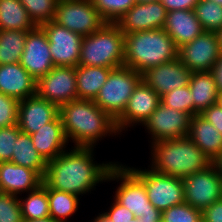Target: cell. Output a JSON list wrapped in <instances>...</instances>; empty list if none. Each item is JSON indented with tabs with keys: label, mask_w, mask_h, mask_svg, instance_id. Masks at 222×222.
<instances>
[{
	"label": "cell",
	"mask_w": 222,
	"mask_h": 222,
	"mask_svg": "<svg viewBox=\"0 0 222 222\" xmlns=\"http://www.w3.org/2000/svg\"><path fill=\"white\" fill-rule=\"evenodd\" d=\"M30 136L33 146L46 162L63 153L69 143L59 115L52 122L45 124L41 129L30 134Z\"/></svg>",
	"instance_id": "7402d4cb"
},
{
	"label": "cell",
	"mask_w": 222,
	"mask_h": 222,
	"mask_svg": "<svg viewBox=\"0 0 222 222\" xmlns=\"http://www.w3.org/2000/svg\"><path fill=\"white\" fill-rule=\"evenodd\" d=\"M19 63L36 81L54 68L49 41L40 26H36L27 33Z\"/></svg>",
	"instance_id": "2e32d148"
},
{
	"label": "cell",
	"mask_w": 222,
	"mask_h": 222,
	"mask_svg": "<svg viewBox=\"0 0 222 222\" xmlns=\"http://www.w3.org/2000/svg\"><path fill=\"white\" fill-rule=\"evenodd\" d=\"M212 164L215 166L217 172L222 177V153L219 154L213 161Z\"/></svg>",
	"instance_id": "bcb514c9"
},
{
	"label": "cell",
	"mask_w": 222,
	"mask_h": 222,
	"mask_svg": "<svg viewBox=\"0 0 222 222\" xmlns=\"http://www.w3.org/2000/svg\"><path fill=\"white\" fill-rule=\"evenodd\" d=\"M59 116L68 142L75 147H95L103 137L119 132L113 120L93 100L77 99L59 107Z\"/></svg>",
	"instance_id": "7a4b0ae2"
},
{
	"label": "cell",
	"mask_w": 222,
	"mask_h": 222,
	"mask_svg": "<svg viewBox=\"0 0 222 222\" xmlns=\"http://www.w3.org/2000/svg\"><path fill=\"white\" fill-rule=\"evenodd\" d=\"M0 93L21 101L36 95V80L19 62L0 65Z\"/></svg>",
	"instance_id": "44dd1931"
},
{
	"label": "cell",
	"mask_w": 222,
	"mask_h": 222,
	"mask_svg": "<svg viewBox=\"0 0 222 222\" xmlns=\"http://www.w3.org/2000/svg\"><path fill=\"white\" fill-rule=\"evenodd\" d=\"M91 222H114V221H112V219L108 217L103 211V213L101 214L99 213V215L96 218L94 217V220Z\"/></svg>",
	"instance_id": "7dc6e473"
},
{
	"label": "cell",
	"mask_w": 222,
	"mask_h": 222,
	"mask_svg": "<svg viewBox=\"0 0 222 222\" xmlns=\"http://www.w3.org/2000/svg\"><path fill=\"white\" fill-rule=\"evenodd\" d=\"M26 195V197L18 198L23 220L50 217L48 186L44 182L37 189L29 191Z\"/></svg>",
	"instance_id": "f1b7e54d"
},
{
	"label": "cell",
	"mask_w": 222,
	"mask_h": 222,
	"mask_svg": "<svg viewBox=\"0 0 222 222\" xmlns=\"http://www.w3.org/2000/svg\"><path fill=\"white\" fill-rule=\"evenodd\" d=\"M192 116L166 107L160 103L142 125L151 135L153 142L180 139L188 136Z\"/></svg>",
	"instance_id": "7c38bea8"
},
{
	"label": "cell",
	"mask_w": 222,
	"mask_h": 222,
	"mask_svg": "<svg viewBox=\"0 0 222 222\" xmlns=\"http://www.w3.org/2000/svg\"><path fill=\"white\" fill-rule=\"evenodd\" d=\"M161 103V97L142 80L135 87L123 114L115 121L120 135L129 127L143 125Z\"/></svg>",
	"instance_id": "9a60e30c"
},
{
	"label": "cell",
	"mask_w": 222,
	"mask_h": 222,
	"mask_svg": "<svg viewBox=\"0 0 222 222\" xmlns=\"http://www.w3.org/2000/svg\"><path fill=\"white\" fill-rule=\"evenodd\" d=\"M101 17L109 23H115L135 4V0H91Z\"/></svg>",
	"instance_id": "836d02e7"
},
{
	"label": "cell",
	"mask_w": 222,
	"mask_h": 222,
	"mask_svg": "<svg viewBox=\"0 0 222 222\" xmlns=\"http://www.w3.org/2000/svg\"><path fill=\"white\" fill-rule=\"evenodd\" d=\"M203 222H222V199L215 201L202 212Z\"/></svg>",
	"instance_id": "b9f144b4"
},
{
	"label": "cell",
	"mask_w": 222,
	"mask_h": 222,
	"mask_svg": "<svg viewBox=\"0 0 222 222\" xmlns=\"http://www.w3.org/2000/svg\"><path fill=\"white\" fill-rule=\"evenodd\" d=\"M176 58L178 48L163 28L125 34L123 66L142 74Z\"/></svg>",
	"instance_id": "277c9868"
},
{
	"label": "cell",
	"mask_w": 222,
	"mask_h": 222,
	"mask_svg": "<svg viewBox=\"0 0 222 222\" xmlns=\"http://www.w3.org/2000/svg\"><path fill=\"white\" fill-rule=\"evenodd\" d=\"M161 103L166 107L179 110L194 116L193 98L189 85L176 88L161 97Z\"/></svg>",
	"instance_id": "e575fe53"
},
{
	"label": "cell",
	"mask_w": 222,
	"mask_h": 222,
	"mask_svg": "<svg viewBox=\"0 0 222 222\" xmlns=\"http://www.w3.org/2000/svg\"><path fill=\"white\" fill-rule=\"evenodd\" d=\"M93 151L94 147L75 146L65 150L47 162L43 182L51 189L79 197L95 190L99 182L107 181L108 174L116 162L95 163Z\"/></svg>",
	"instance_id": "6da1fadb"
},
{
	"label": "cell",
	"mask_w": 222,
	"mask_h": 222,
	"mask_svg": "<svg viewBox=\"0 0 222 222\" xmlns=\"http://www.w3.org/2000/svg\"><path fill=\"white\" fill-rule=\"evenodd\" d=\"M35 27L20 0H0V30L31 31Z\"/></svg>",
	"instance_id": "83f0119b"
},
{
	"label": "cell",
	"mask_w": 222,
	"mask_h": 222,
	"mask_svg": "<svg viewBox=\"0 0 222 222\" xmlns=\"http://www.w3.org/2000/svg\"><path fill=\"white\" fill-rule=\"evenodd\" d=\"M167 10L160 1L136 3L115 24L124 34L164 28Z\"/></svg>",
	"instance_id": "e0dca14e"
},
{
	"label": "cell",
	"mask_w": 222,
	"mask_h": 222,
	"mask_svg": "<svg viewBox=\"0 0 222 222\" xmlns=\"http://www.w3.org/2000/svg\"><path fill=\"white\" fill-rule=\"evenodd\" d=\"M128 168L143 182L150 203L161 213L184 202L182 178L161 174L151 168Z\"/></svg>",
	"instance_id": "ba28073f"
},
{
	"label": "cell",
	"mask_w": 222,
	"mask_h": 222,
	"mask_svg": "<svg viewBox=\"0 0 222 222\" xmlns=\"http://www.w3.org/2000/svg\"><path fill=\"white\" fill-rule=\"evenodd\" d=\"M125 34L115 23L82 37L78 65L118 68L124 64Z\"/></svg>",
	"instance_id": "5b68a950"
},
{
	"label": "cell",
	"mask_w": 222,
	"mask_h": 222,
	"mask_svg": "<svg viewBox=\"0 0 222 222\" xmlns=\"http://www.w3.org/2000/svg\"><path fill=\"white\" fill-rule=\"evenodd\" d=\"M163 29L173 39L177 48L191 42L204 32L194 10H174L167 12Z\"/></svg>",
	"instance_id": "603a6c76"
},
{
	"label": "cell",
	"mask_w": 222,
	"mask_h": 222,
	"mask_svg": "<svg viewBox=\"0 0 222 222\" xmlns=\"http://www.w3.org/2000/svg\"><path fill=\"white\" fill-rule=\"evenodd\" d=\"M43 183V178L27 167L13 162H0V192L21 196L37 189Z\"/></svg>",
	"instance_id": "ffe728a7"
},
{
	"label": "cell",
	"mask_w": 222,
	"mask_h": 222,
	"mask_svg": "<svg viewBox=\"0 0 222 222\" xmlns=\"http://www.w3.org/2000/svg\"><path fill=\"white\" fill-rule=\"evenodd\" d=\"M216 32L204 31L178 48V58L191 72H210L220 58Z\"/></svg>",
	"instance_id": "4fadbf2b"
},
{
	"label": "cell",
	"mask_w": 222,
	"mask_h": 222,
	"mask_svg": "<svg viewBox=\"0 0 222 222\" xmlns=\"http://www.w3.org/2000/svg\"><path fill=\"white\" fill-rule=\"evenodd\" d=\"M217 103H218L219 106L222 108V93H219V94H218Z\"/></svg>",
	"instance_id": "816d5d0a"
},
{
	"label": "cell",
	"mask_w": 222,
	"mask_h": 222,
	"mask_svg": "<svg viewBox=\"0 0 222 222\" xmlns=\"http://www.w3.org/2000/svg\"><path fill=\"white\" fill-rule=\"evenodd\" d=\"M188 137L212 161L222 153V134L201 114L191 118Z\"/></svg>",
	"instance_id": "cb8c5ba5"
},
{
	"label": "cell",
	"mask_w": 222,
	"mask_h": 222,
	"mask_svg": "<svg viewBox=\"0 0 222 222\" xmlns=\"http://www.w3.org/2000/svg\"><path fill=\"white\" fill-rule=\"evenodd\" d=\"M36 95L52 102L58 108L77 100L76 67L54 66L36 81Z\"/></svg>",
	"instance_id": "8fae6325"
},
{
	"label": "cell",
	"mask_w": 222,
	"mask_h": 222,
	"mask_svg": "<svg viewBox=\"0 0 222 222\" xmlns=\"http://www.w3.org/2000/svg\"><path fill=\"white\" fill-rule=\"evenodd\" d=\"M74 194L48 187L50 217L58 222H67L79 208L80 198Z\"/></svg>",
	"instance_id": "4dcf8cb0"
},
{
	"label": "cell",
	"mask_w": 222,
	"mask_h": 222,
	"mask_svg": "<svg viewBox=\"0 0 222 222\" xmlns=\"http://www.w3.org/2000/svg\"><path fill=\"white\" fill-rule=\"evenodd\" d=\"M150 147V168L161 174L183 179L212 165V160L188 136L153 142Z\"/></svg>",
	"instance_id": "3957f363"
},
{
	"label": "cell",
	"mask_w": 222,
	"mask_h": 222,
	"mask_svg": "<svg viewBox=\"0 0 222 222\" xmlns=\"http://www.w3.org/2000/svg\"><path fill=\"white\" fill-rule=\"evenodd\" d=\"M200 114L222 134V108L218 103L206 108Z\"/></svg>",
	"instance_id": "60d3db41"
},
{
	"label": "cell",
	"mask_w": 222,
	"mask_h": 222,
	"mask_svg": "<svg viewBox=\"0 0 222 222\" xmlns=\"http://www.w3.org/2000/svg\"><path fill=\"white\" fill-rule=\"evenodd\" d=\"M23 222H58V221L53 220L51 217H46L42 219L23 220Z\"/></svg>",
	"instance_id": "c3c4849f"
},
{
	"label": "cell",
	"mask_w": 222,
	"mask_h": 222,
	"mask_svg": "<svg viewBox=\"0 0 222 222\" xmlns=\"http://www.w3.org/2000/svg\"><path fill=\"white\" fill-rule=\"evenodd\" d=\"M211 72L215 77V82L217 84V89L219 93H222V53L220 55V58L212 68Z\"/></svg>",
	"instance_id": "ee69618b"
},
{
	"label": "cell",
	"mask_w": 222,
	"mask_h": 222,
	"mask_svg": "<svg viewBox=\"0 0 222 222\" xmlns=\"http://www.w3.org/2000/svg\"><path fill=\"white\" fill-rule=\"evenodd\" d=\"M28 32L0 30V65L20 62Z\"/></svg>",
	"instance_id": "f546056e"
},
{
	"label": "cell",
	"mask_w": 222,
	"mask_h": 222,
	"mask_svg": "<svg viewBox=\"0 0 222 222\" xmlns=\"http://www.w3.org/2000/svg\"><path fill=\"white\" fill-rule=\"evenodd\" d=\"M111 70L108 67L76 66L78 99L94 100Z\"/></svg>",
	"instance_id": "484cf974"
},
{
	"label": "cell",
	"mask_w": 222,
	"mask_h": 222,
	"mask_svg": "<svg viewBox=\"0 0 222 222\" xmlns=\"http://www.w3.org/2000/svg\"><path fill=\"white\" fill-rule=\"evenodd\" d=\"M19 196L0 192V222H23Z\"/></svg>",
	"instance_id": "8d00e7d4"
},
{
	"label": "cell",
	"mask_w": 222,
	"mask_h": 222,
	"mask_svg": "<svg viewBox=\"0 0 222 222\" xmlns=\"http://www.w3.org/2000/svg\"><path fill=\"white\" fill-rule=\"evenodd\" d=\"M189 88L193 98L194 116L217 103L219 91L211 71L192 72Z\"/></svg>",
	"instance_id": "d4e9b609"
},
{
	"label": "cell",
	"mask_w": 222,
	"mask_h": 222,
	"mask_svg": "<svg viewBox=\"0 0 222 222\" xmlns=\"http://www.w3.org/2000/svg\"><path fill=\"white\" fill-rule=\"evenodd\" d=\"M58 0H20L36 26L54 19Z\"/></svg>",
	"instance_id": "d6a6232c"
},
{
	"label": "cell",
	"mask_w": 222,
	"mask_h": 222,
	"mask_svg": "<svg viewBox=\"0 0 222 222\" xmlns=\"http://www.w3.org/2000/svg\"><path fill=\"white\" fill-rule=\"evenodd\" d=\"M136 3H150V2H157L159 0H135Z\"/></svg>",
	"instance_id": "f907efd6"
},
{
	"label": "cell",
	"mask_w": 222,
	"mask_h": 222,
	"mask_svg": "<svg viewBox=\"0 0 222 222\" xmlns=\"http://www.w3.org/2000/svg\"><path fill=\"white\" fill-rule=\"evenodd\" d=\"M217 38H218V42H219V47H220V51L222 53V29H220L219 31L216 32Z\"/></svg>",
	"instance_id": "681fc988"
},
{
	"label": "cell",
	"mask_w": 222,
	"mask_h": 222,
	"mask_svg": "<svg viewBox=\"0 0 222 222\" xmlns=\"http://www.w3.org/2000/svg\"><path fill=\"white\" fill-rule=\"evenodd\" d=\"M167 12L174 10H194L199 0H159Z\"/></svg>",
	"instance_id": "7bdbcfd3"
},
{
	"label": "cell",
	"mask_w": 222,
	"mask_h": 222,
	"mask_svg": "<svg viewBox=\"0 0 222 222\" xmlns=\"http://www.w3.org/2000/svg\"><path fill=\"white\" fill-rule=\"evenodd\" d=\"M40 27L48 38L54 66H78L82 36L53 20L41 24Z\"/></svg>",
	"instance_id": "5bb4252c"
},
{
	"label": "cell",
	"mask_w": 222,
	"mask_h": 222,
	"mask_svg": "<svg viewBox=\"0 0 222 222\" xmlns=\"http://www.w3.org/2000/svg\"><path fill=\"white\" fill-rule=\"evenodd\" d=\"M194 12L204 31L217 32L222 29V5L210 0H199Z\"/></svg>",
	"instance_id": "1f68e13d"
},
{
	"label": "cell",
	"mask_w": 222,
	"mask_h": 222,
	"mask_svg": "<svg viewBox=\"0 0 222 222\" xmlns=\"http://www.w3.org/2000/svg\"><path fill=\"white\" fill-rule=\"evenodd\" d=\"M183 183L184 202L201 212L222 199V177L213 164L183 178Z\"/></svg>",
	"instance_id": "30bf717a"
},
{
	"label": "cell",
	"mask_w": 222,
	"mask_h": 222,
	"mask_svg": "<svg viewBox=\"0 0 222 222\" xmlns=\"http://www.w3.org/2000/svg\"><path fill=\"white\" fill-rule=\"evenodd\" d=\"M161 222H203L202 212L183 202L163 211Z\"/></svg>",
	"instance_id": "d590c367"
},
{
	"label": "cell",
	"mask_w": 222,
	"mask_h": 222,
	"mask_svg": "<svg viewBox=\"0 0 222 222\" xmlns=\"http://www.w3.org/2000/svg\"><path fill=\"white\" fill-rule=\"evenodd\" d=\"M111 207L104 212L114 222H130L135 215L124 206L120 205L114 198Z\"/></svg>",
	"instance_id": "ab89813d"
},
{
	"label": "cell",
	"mask_w": 222,
	"mask_h": 222,
	"mask_svg": "<svg viewBox=\"0 0 222 222\" xmlns=\"http://www.w3.org/2000/svg\"><path fill=\"white\" fill-rule=\"evenodd\" d=\"M59 115V108L37 95L19 101L17 125L23 133L33 134Z\"/></svg>",
	"instance_id": "d6986e66"
},
{
	"label": "cell",
	"mask_w": 222,
	"mask_h": 222,
	"mask_svg": "<svg viewBox=\"0 0 222 222\" xmlns=\"http://www.w3.org/2000/svg\"><path fill=\"white\" fill-rule=\"evenodd\" d=\"M53 21L82 37L106 23L91 0H58Z\"/></svg>",
	"instance_id": "9c48e42d"
},
{
	"label": "cell",
	"mask_w": 222,
	"mask_h": 222,
	"mask_svg": "<svg viewBox=\"0 0 222 222\" xmlns=\"http://www.w3.org/2000/svg\"><path fill=\"white\" fill-rule=\"evenodd\" d=\"M191 75L192 72L176 58L146 70L142 73V81L162 97L176 88L189 85Z\"/></svg>",
	"instance_id": "ac0fdd59"
},
{
	"label": "cell",
	"mask_w": 222,
	"mask_h": 222,
	"mask_svg": "<svg viewBox=\"0 0 222 222\" xmlns=\"http://www.w3.org/2000/svg\"><path fill=\"white\" fill-rule=\"evenodd\" d=\"M14 145L13 156L10 162L35 170L42 178H44L47 162L33 146L31 136L21 132Z\"/></svg>",
	"instance_id": "4316f807"
},
{
	"label": "cell",
	"mask_w": 222,
	"mask_h": 222,
	"mask_svg": "<svg viewBox=\"0 0 222 222\" xmlns=\"http://www.w3.org/2000/svg\"><path fill=\"white\" fill-rule=\"evenodd\" d=\"M130 222H139V221H138V218H134Z\"/></svg>",
	"instance_id": "db71d44e"
},
{
	"label": "cell",
	"mask_w": 222,
	"mask_h": 222,
	"mask_svg": "<svg viewBox=\"0 0 222 222\" xmlns=\"http://www.w3.org/2000/svg\"><path fill=\"white\" fill-rule=\"evenodd\" d=\"M21 132L17 124L0 128V162L11 161L14 144Z\"/></svg>",
	"instance_id": "74e56055"
},
{
	"label": "cell",
	"mask_w": 222,
	"mask_h": 222,
	"mask_svg": "<svg viewBox=\"0 0 222 222\" xmlns=\"http://www.w3.org/2000/svg\"><path fill=\"white\" fill-rule=\"evenodd\" d=\"M161 215L160 211H153V213L141 214L138 218L139 222H161Z\"/></svg>",
	"instance_id": "f6af8a7d"
},
{
	"label": "cell",
	"mask_w": 222,
	"mask_h": 222,
	"mask_svg": "<svg viewBox=\"0 0 222 222\" xmlns=\"http://www.w3.org/2000/svg\"><path fill=\"white\" fill-rule=\"evenodd\" d=\"M19 101L0 93V128L17 124Z\"/></svg>",
	"instance_id": "f35d334b"
},
{
	"label": "cell",
	"mask_w": 222,
	"mask_h": 222,
	"mask_svg": "<svg viewBox=\"0 0 222 222\" xmlns=\"http://www.w3.org/2000/svg\"><path fill=\"white\" fill-rule=\"evenodd\" d=\"M119 163L116 162L107 177V182L120 180L113 198L131 211L135 218L159 211L150 203L143 182L126 165Z\"/></svg>",
	"instance_id": "52a82bcc"
},
{
	"label": "cell",
	"mask_w": 222,
	"mask_h": 222,
	"mask_svg": "<svg viewBox=\"0 0 222 222\" xmlns=\"http://www.w3.org/2000/svg\"><path fill=\"white\" fill-rule=\"evenodd\" d=\"M141 80L142 74L130 67L114 68L93 102L116 121L123 114L130 96Z\"/></svg>",
	"instance_id": "8992f818"
},
{
	"label": "cell",
	"mask_w": 222,
	"mask_h": 222,
	"mask_svg": "<svg viewBox=\"0 0 222 222\" xmlns=\"http://www.w3.org/2000/svg\"><path fill=\"white\" fill-rule=\"evenodd\" d=\"M210 1H214L217 4L222 5V0H210Z\"/></svg>",
	"instance_id": "f5cc1de1"
}]
</instances>
